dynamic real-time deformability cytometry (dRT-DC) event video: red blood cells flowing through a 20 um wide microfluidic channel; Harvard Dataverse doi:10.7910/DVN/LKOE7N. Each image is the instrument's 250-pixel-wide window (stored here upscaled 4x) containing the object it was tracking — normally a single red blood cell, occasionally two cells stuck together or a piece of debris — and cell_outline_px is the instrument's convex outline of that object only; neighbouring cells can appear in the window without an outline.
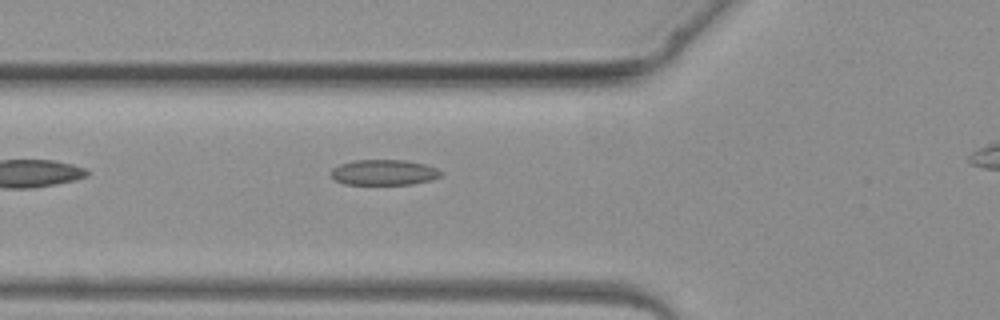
{"species": "common noctule bat (a hibernating species)", "species_latin": "Nyctalus noctula", "temperature_condition": "warm", "stored_images_in_passage": 4, "camera_frame_rate_fps": 3000, "um_per_image_px": 0.085, "animal": {"sex": "female", "body_mass_g": 19.3, "forearm_length_mm": 54.1}, "frame": {"image": 1, "passage_image": 3, "time_ms": 3.0, "image_size_px": [1000, 320], "cell_outline_px": [[444, 172], [440, 176], [432, 180], [412, 184], [344, 184], [336, 180], [332, 176], [332, 168], [340, 164], [352, 160], [404, 160], [424, 164], [436, 168]], "centroid_in_image_um": [32.65, 14.65], "position_along_channel_um": 93.1, "area_um2": 16.3}}